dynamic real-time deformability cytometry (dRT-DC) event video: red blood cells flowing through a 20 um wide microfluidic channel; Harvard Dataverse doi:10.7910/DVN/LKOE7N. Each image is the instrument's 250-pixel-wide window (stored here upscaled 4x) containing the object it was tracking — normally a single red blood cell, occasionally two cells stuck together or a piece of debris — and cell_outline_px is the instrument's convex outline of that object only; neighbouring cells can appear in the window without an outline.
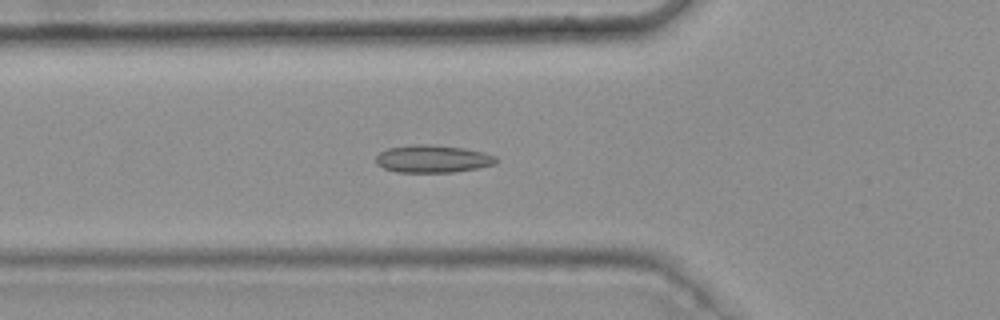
{"species": "common noctule bat (a hibernating species)", "species_latin": "Nyctalus noctula", "temperature_condition": "warm", "stored_images_in_passage": 47, "camera_frame_rate_fps": 3000, "um_per_image_px": 0.085, "animal": {"sex": "female", "body_mass_g": 25.1}, "frame": {"image": 1, "passage_image": 19, "time_ms": 6.0, "image_size_px": [1000, 320], "cell_outline_px": [[500, 160], [496, 164], [476, 168], [452, 172], [396, 172], [384, 168], [376, 164], [376, 156], [380, 152], [388, 148], [412, 144], [432, 144], [464, 148], [484, 152], [496, 156]], "centroid_in_image_um": [36.8, 13.49], "position_along_channel_um": 89.0, "area_um2": 19.48}}
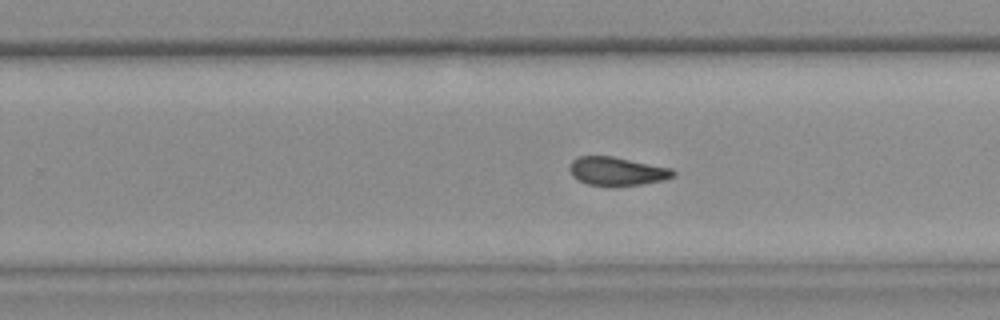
{"frame": {"image": 2, "passage_image": 34, "time_ms": 11.0, "image_size_px": [1000, 320], "cell_outline_px": [[676, 176], [664, 180], [640, 184], [612, 188], [608, 188], [588, 184], [576, 180], [572, 176], [568, 168], [572, 160], [580, 156], [612, 156], [672, 168], [676, 172]], "centroid_in_image_um": [52.43, 14.58], "position_along_channel_um": 277.4, "area_um2": 17.74}}
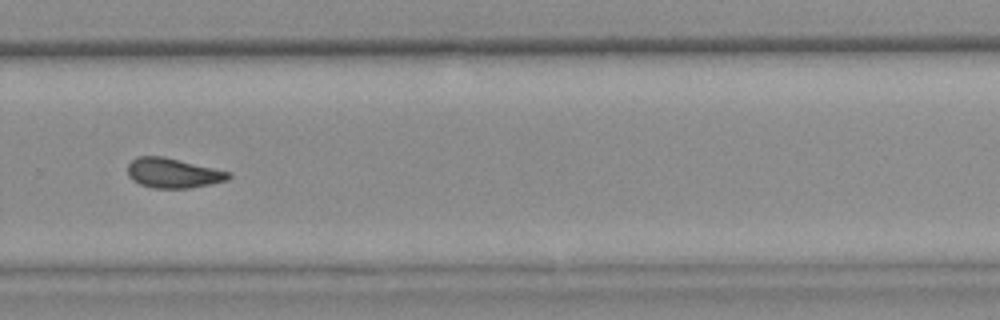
{"frame": {"image": 3, "passage_image": 37, "time_ms": 12.0, "image_size_px": [1000, 320], "cell_outline_px": [[232, 176], [228, 180], [212, 184], [188, 188], [152, 188], [140, 184], [132, 180], [128, 176], [128, 164], [136, 156], [164, 156], [232, 172]], "centroid_in_image_um": [14.73, 14.7], "position_along_channel_um": 315.1, "area_um2": 17.74}, "authors_computed_cell_mechanics": {"area_um2": 17.918, "velocity_mm_per_s": 3.7658, "shape_relaxation_time_tau1_ms": null, "shape_relaxation_time_tau2_ms": 3.7751, "deformation_change_tau1": null, "deformation_change_tau2": 0.0849}}